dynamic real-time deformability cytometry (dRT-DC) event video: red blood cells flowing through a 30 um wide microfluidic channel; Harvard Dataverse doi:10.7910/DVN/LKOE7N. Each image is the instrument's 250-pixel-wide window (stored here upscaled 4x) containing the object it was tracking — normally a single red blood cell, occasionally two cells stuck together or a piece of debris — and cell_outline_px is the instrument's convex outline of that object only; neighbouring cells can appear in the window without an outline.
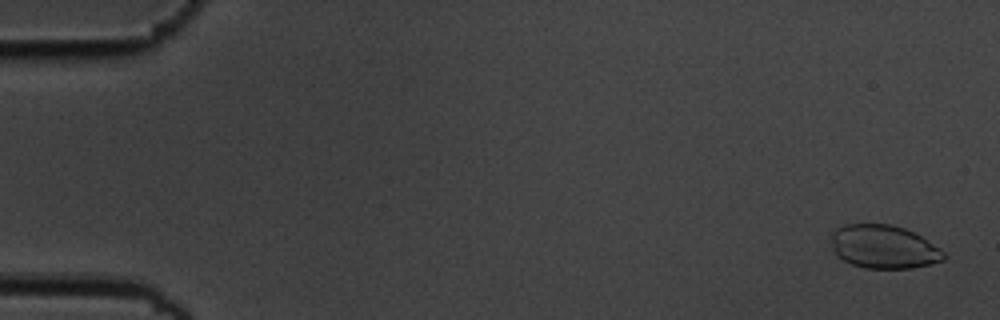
{"species": "common noctule bat (a hibernating species)", "species_latin": "Nyctalus noctula", "temperature_condition": "cold", "stored_images_in_passage": 10, "camera_frame_rate_fps": 3000, "um_per_image_px": 0.085, "animal": {"sex": "male", "body_mass_g": 19.5, "forearm_length_mm": 54.6}, "frame": {"image": 1, "passage_image": 1, "time_ms": 0.0, "image_size_px": [1000, 320], "cell_outline_px": [[944, 260], [932, 264], [912, 268], [864, 268], [852, 264], [836, 256], [832, 244], [832, 232], [836, 228], [844, 224], [892, 224], [904, 228], [920, 236], [940, 248], [944, 252]], "centroid_in_image_um": [75.11, 20.98], "position_along_channel_um": 9.9, "area_um2": 28.44}}
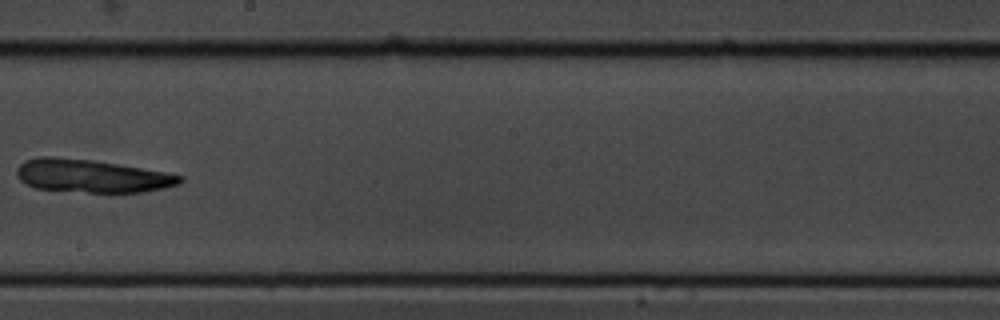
{"frame": {"image": 2, "passage_image": 9, "time_ms": 2.667, "image_size_px": [1000, 320], "cell_outline_px": [[184, 180], [180, 184], [164, 188], [144, 192], [88, 192], [36, 188], [20, 180], [16, 176], [16, 168], [24, 160], [40, 156], [56, 156], [92, 160], [168, 172], [184, 176]], "centroid_in_image_um": [7.81, 14.94], "position_along_channel_um": 240.4, "area_um2": 31.56}}
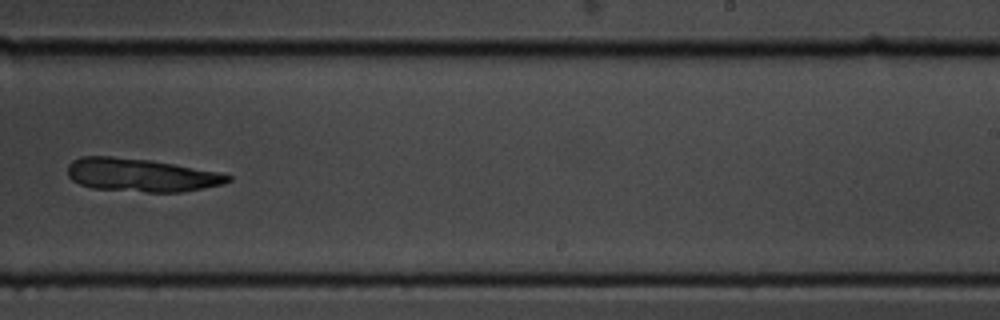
{"frame": {"image": 3, "passage_image": 10, "time_ms": 3.0, "image_size_px": [1000, 320], "cell_outline_px": [[232, 180], [224, 184], [204, 188], [180, 192], [144, 192], [92, 188], [80, 184], [72, 180], [68, 176], [68, 164], [72, 160], [80, 156], [112, 156], [152, 160], [176, 164], [220, 172], [232, 176]], "centroid_in_image_um": [12.0, 14.87], "position_along_channel_um": 277.0, "area_um2": 31.33}}